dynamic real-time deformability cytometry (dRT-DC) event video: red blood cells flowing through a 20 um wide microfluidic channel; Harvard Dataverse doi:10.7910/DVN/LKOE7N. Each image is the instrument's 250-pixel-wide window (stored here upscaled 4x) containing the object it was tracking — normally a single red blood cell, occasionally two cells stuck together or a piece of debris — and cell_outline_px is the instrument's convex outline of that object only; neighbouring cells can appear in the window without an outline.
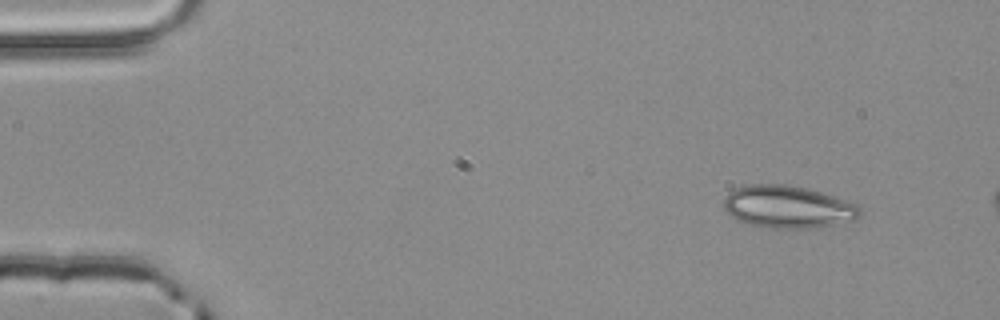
{"species": "common noctule bat (a hibernating species)", "species_latin": "Nyctalus noctula", "temperature_condition": "room temperature", "stored_images_in_passage": 3, "camera_frame_rate_fps": 3000, "um_per_image_px": 0.085, "animal": {"sex": "male", "body_mass_g": 20.4}, "frame": {"image": 1, "passage_image": 1, "time_ms": 0.0, "image_size_px": [1000, 320], "cell_outline_px": [[860, 216], [852, 220], [812, 228], [760, 228], [736, 220], [728, 216], [724, 208], [724, 196], [732, 188], [748, 184], [784, 184], [804, 188], [820, 192], [856, 204], [860, 208]], "centroid_in_image_um": [66.86, 17.59], "position_along_channel_um": 18.1, "area_um2": 33.81}}